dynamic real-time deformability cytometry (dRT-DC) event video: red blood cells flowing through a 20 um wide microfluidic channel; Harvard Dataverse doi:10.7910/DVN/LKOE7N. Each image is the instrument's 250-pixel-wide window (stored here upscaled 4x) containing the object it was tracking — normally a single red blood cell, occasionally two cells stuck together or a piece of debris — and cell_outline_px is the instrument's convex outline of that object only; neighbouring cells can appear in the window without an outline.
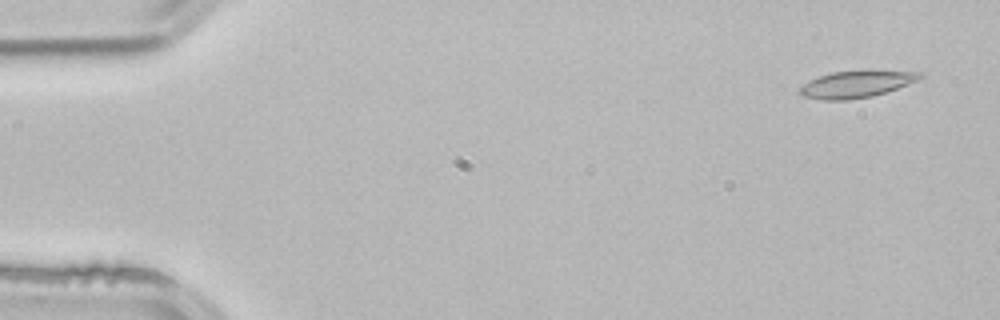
{"species": "common noctule bat (a hibernating species)", "species_latin": "Nyctalus noctula", "temperature_condition": "room temperature", "stored_images_in_passage": 52, "camera_frame_rate_fps": 3000, "um_per_image_px": 0.085, "animal": {"sex": "male", "body_mass_g": 21.5, "forearm_length_mm": 52.0}, "frame": {"image": 1, "passage_image": 3, "time_ms": 0.667, "image_size_px": [1000, 320], "cell_outline_px": [[924, 76], [908, 84], [872, 96], [848, 100], [820, 100], [804, 96], [800, 92], [800, 88], [808, 80], [832, 72], [920, 72]], "centroid_in_image_um": [72.71, 7.19], "position_along_channel_um": 12.3, "area_um2": 17.98}}
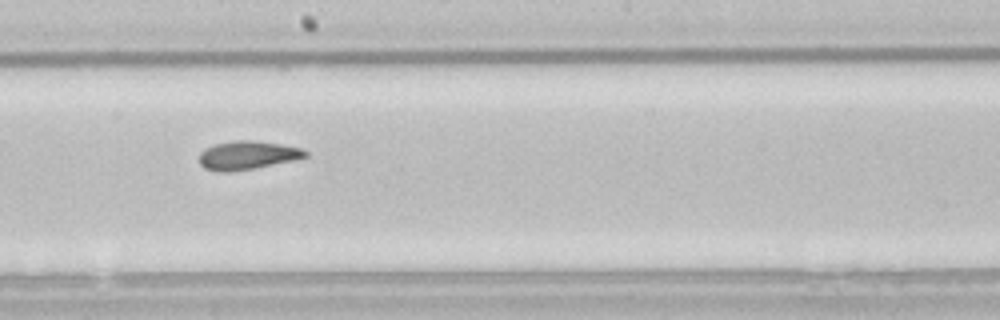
{"frame": {"image": 2, "passage_image": 29, "time_ms": 9.333, "image_size_px": [1000, 320], "cell_outline_px": [[308, 156], [296, 160], [232, 172], [216, 172], [204, 168], [200, 164], [200, 152], [212, 144], [232, 140], [256, 140], [280, 144], [300, 148], [308, 152]], "centroid_in_image_um": [21.01, 13.19], "position_along_channel_um": 227.2, "area_um2": 17.86}}
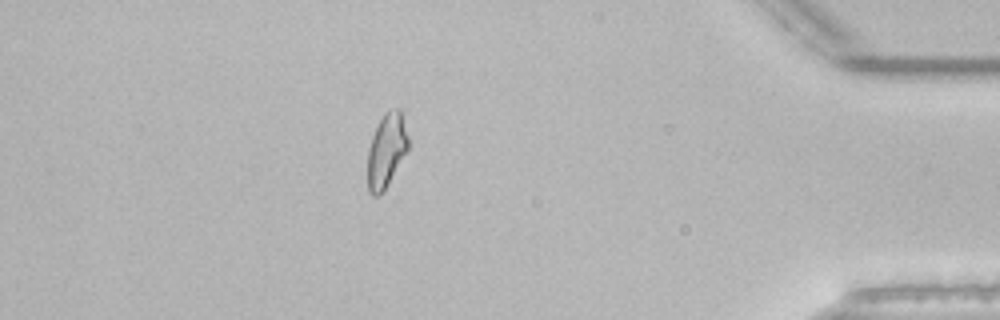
{"frame": {"image": 3, "passage_image": 46, "time_ms": 15.0, "image_size_px": [1000, 320], "cell_outline_px": [[408, 148], [388, 184], [376, 196], [372, 196], [368, 192], [368, 148], [372, 136], [384, 112], [388, 108], [400, 108], [408, 136]], "centroid_in_image_um": [32.84, 12.74], "position_along_channel_um": 402.4, "area_um2": 17.28}, "authors_computed_cell_mechanics": {"area_um2": 17.9469, "velocity_mm_per_s": 3.8873, "shape_relaxation_time_tau1_ms": 8.7107, "shape_relaxation_time_tau2_ms": 2.7747, "deformation_change_tau1": 0.1722, "deformation_change_tau2": 0.087}}